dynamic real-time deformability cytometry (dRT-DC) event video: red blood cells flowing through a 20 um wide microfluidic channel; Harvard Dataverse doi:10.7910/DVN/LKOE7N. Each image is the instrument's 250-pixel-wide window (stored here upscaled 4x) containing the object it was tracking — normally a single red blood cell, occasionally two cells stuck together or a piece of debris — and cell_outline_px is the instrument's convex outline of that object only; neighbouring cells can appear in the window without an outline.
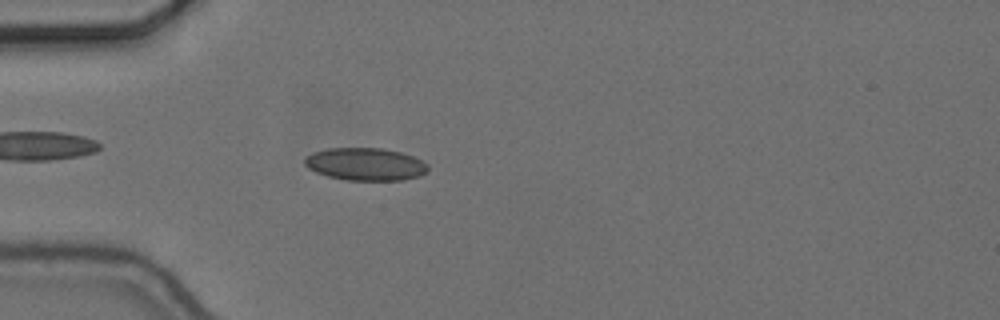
{"species": "common noctule bat (a hibernating species)", "species_latin": "Nyctalus noctula", "temperature_condition": "cold", "stored_images_in_passage": 44, "camera_frame_rate_fps": 3000, "um_per_image_px": 0.085, "animal": {"sex": "female", "body_mass_g": 24.6, "forearm_length_mm": 56.2}, "frame": {"image": 1, "passage_image": 5, "time_ms": 1.333, "image_size_px": [1000, 320], "cell_outline_px": [[428, 172], [420, 176], [404, 180], [348, 180], [328, 176], [316, 172], [308, 168], [304, 164], [304, 156], [312, 152], [328, 148], [384, 148], [400, 152], [424, 160], [428, 164]], "centroid_in_image_um": [31.08, 13.95], "position_along_channel_um": 53.9, "area_um2": 23.7}}
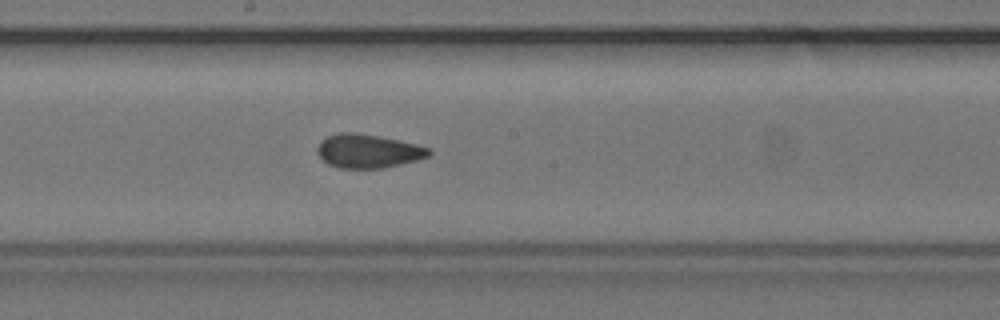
{"frame": {"image": 2, "passage_image": 19, "time_ms": 6.0, "image_size_px": [1000, 320], "cell_outline_px": [[432, 152], [428, 156], [416, 160], [384, 168], [340, 168], [328, 164], [316, 152], [316, 148], [320, 140], [328, 136], [340, 132], [356, 132], [380, 136], [416, 144], [432, 148]], "centroid_in_image_um": [31.28, 12.83], "position_along_channel_um": 216.9, "area_um2": 22.02}}
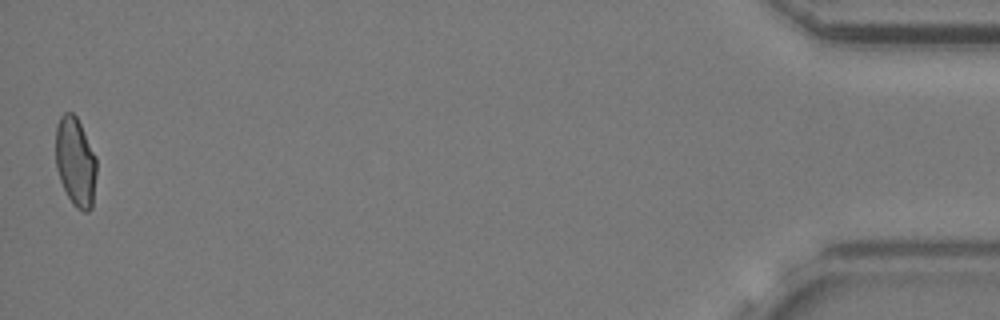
{"frame": {"image": 3, "passage_image": 44, "time_ms": 14.333, "image_size_px": [1000, 320], "cell_outline_px": [[96, 176], [92, 208], [88, 212], [84, 212], [76, 208], [72, 204], [60, 180], [56, 168], [56, 124], [60, 116], [64, 112], [72, 112], [76, 116], [96, 156]], "centroid_in_image_um": [6.41, 13.76], "position_along_channel_um": 428.8, "area_um2": 21.33}, "authors_computed_cell_mechanics": {"area_um2": 21.9351, "velocity_mm_per_s": 3.6753, "shape_relaxation_time_tau1_ms": null, "shape_relaxation_time_tau2_ms": 1.8411, "deformation_change_tau1": null, "deformation_change_tau2": 0.0635}}